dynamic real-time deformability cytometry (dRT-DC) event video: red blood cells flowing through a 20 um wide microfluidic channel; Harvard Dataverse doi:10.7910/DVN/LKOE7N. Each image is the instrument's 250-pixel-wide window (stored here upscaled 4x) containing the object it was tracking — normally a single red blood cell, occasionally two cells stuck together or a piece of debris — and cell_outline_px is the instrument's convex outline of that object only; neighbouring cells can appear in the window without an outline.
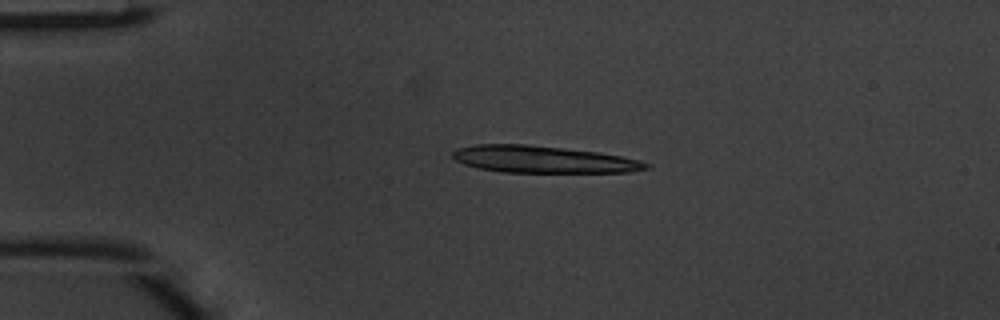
{"species": "common noctule bat (a hibernating species)", "species_latin": "Nyctalus noctula", "temperature_condition": "warm", "stored_images_in_passage": 39, "camera_frame_rate_fps": 3000, "um_per_image_px": 0.085, "animal": {"sex": "male", "body_mass_g": 20.1, "forearm_length_mm": 53.5}, "frame": {"image": 1, "passage_image": 1, "time_ms": 0.0, "image_size_px": [1000, 320], "cell_outline_px": [[652, 164], [648, 168], [628, 172], [504, 172], [476, 168], [464, 164], [456, 160], [452, 156], [452, 152], [456, 148], [476, 144], [528, 144], [600, 152], [640, 160]], "centroid_in_image_um": [46.15, 13.54], "position_along_channel_um": 38.9, "area_um2": 30.52}}
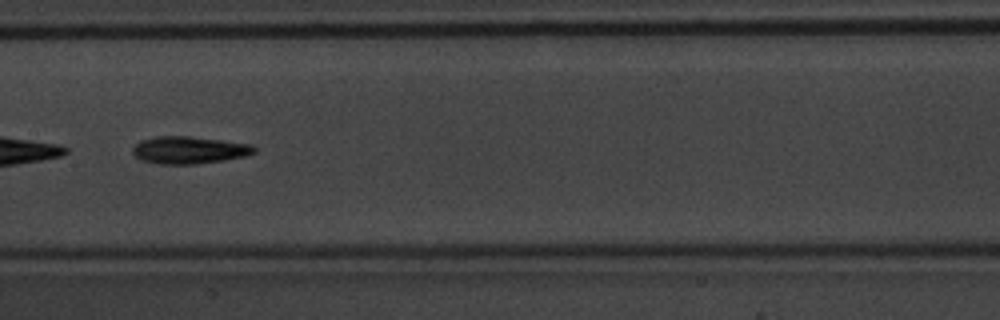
{"frame": {"image": 2, "passage_image": 15, "time_ms": 4.667, "image_size_px": [1000, 320], "cell_outline_px": [[256, 152], [248, 156], [224, 160], [196, 164], [156, 164], [140, 160], [132, 152], [132, 148], [140, 140], [156, 136], [188, 136], [252, 144], [256, 148]], "centroid_in_image_um": [16.07, 12.76], "position_along_channel_um": 191.3, "area_um2": 19.54}}
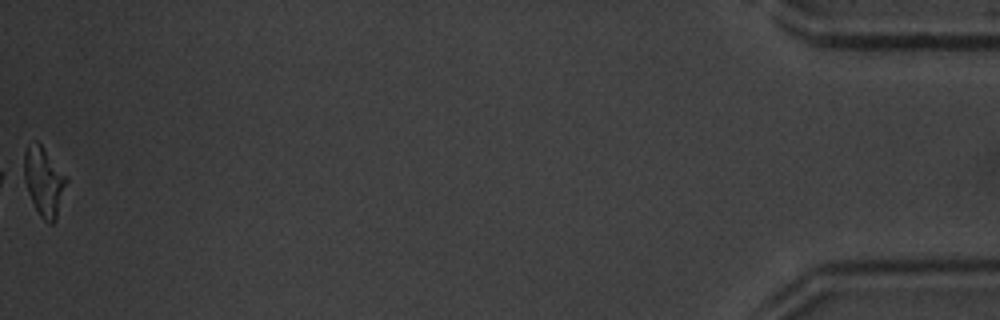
{"frame": {"image": 3, "passage_image": 39, "time_ms": 12.667, "image_size_px": [1000, 320], "cell_outline_px": [[68, 180], [56, 220], [52, 224], [48, 224], [40, 216], [16, 176], [16, 172], [24, 152], [28, 144], [36, 140], [40, 144], [68, 176]], "centroid_in_image_um": [3.6, 15.39], "position_along_channel_um": 431.6, "area_um2": 18.61}, "authors_computed_cell_mechanics": {"area_um2": 18.6694, "velocity_mm_per_s": 4.1736, "shape_relaxation_time_tau1_ms": 2.9015, "shape_relaxation_time_tau2_ms": 4.4941, "deformation_change_tau1": 0.1733, "deformation_change_tau2": 0.1556}}